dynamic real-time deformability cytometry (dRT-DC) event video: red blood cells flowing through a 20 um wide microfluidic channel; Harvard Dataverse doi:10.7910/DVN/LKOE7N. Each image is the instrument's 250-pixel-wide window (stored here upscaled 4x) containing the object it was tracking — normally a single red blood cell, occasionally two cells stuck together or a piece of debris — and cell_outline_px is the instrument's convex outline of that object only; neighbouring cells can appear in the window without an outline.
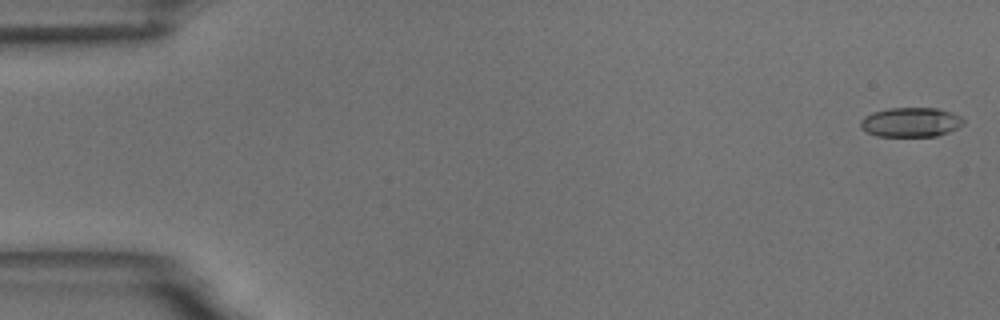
{"species": "common noctule bat (a hibernating species)", "species_latin": "Nyctalus noctula", "temperature_condition": "room temperature", "stored_images_in_passage": 55, "camera_frame_rate_fps": 3000, "um_per_image_px": 0.085, "animal": {"sex": "male", "body_mass_g": 18.8}, "frame": {"image": 1, "passage_image": 1, "time_ms": 0.0, "image_size_px": [1000, 320], "cell_outline_px": [[964, 124], [948, 132], [936, 136], [876, 136], [860, 128], [860, 120], [864, 116], [872, 112], [888, 108], [936, 108], [952, 112], [960, 116], [964, 120]], "centroid_in_image_um": [77.4, 10.38], "position_along_channel_um": 7.6, "area_um2": 17.74}}
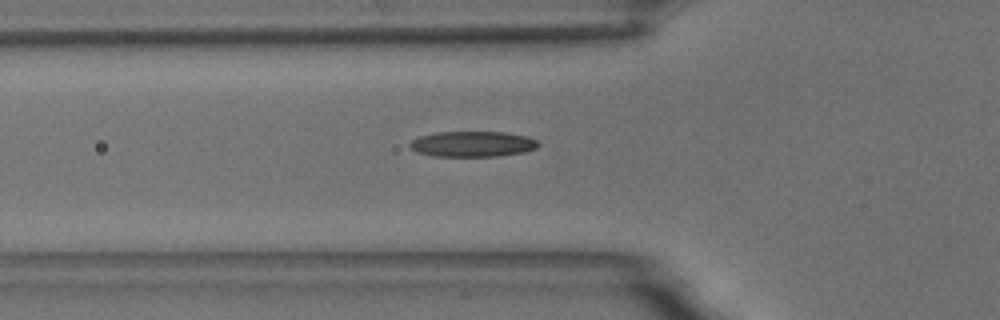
{"frame": {"image": 2, "passage_image": 19, "time_ms": 6.0, "image_size_px": [1000, 320], "cell_outline_px": [[540, 144], [536, 148], [524, 152], [500, 156], [432, 156], [416, 152], [408, 144], [412, 140], [420, 136], [440, 132], [504, 132], [528, 136], [536, 140]], "centroid_in_image_um": [40.18, 12.24], "position_along_channel_um": 85.6, "area_um2": 19.13}}
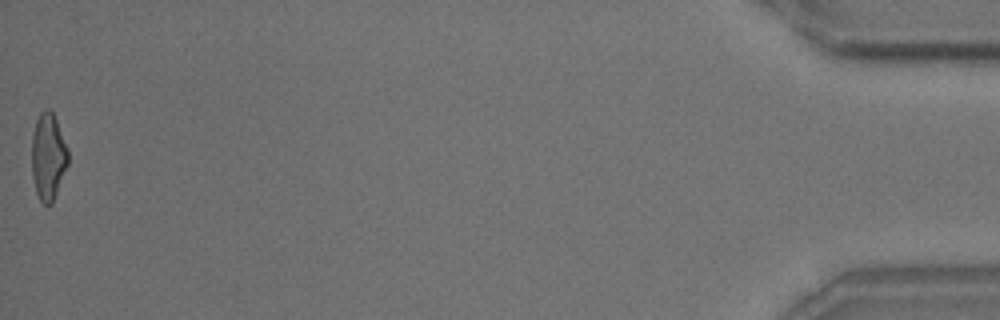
{"frame": {"image": 3, "passage_image": 55, "time_ms": 18.0, "image_size_px": [1000, 320], "cell_outline_px": [[68, 164], [52, 204], [44, 204], [40, 200], [36, 192], [32, 176], [32, 132], [36, 120], [40, 112], [44, 108], [48, 108], [52, 112], [56, 120], [68, 148]], "centroid_in_image_um": [4.09, 13.29], "position_along_channel_um": 431.1, "area_um2": 18.44}, "authors_computed_cell_mechanics": {"area_um2": 18.4382, "velocity_mm_per_s": 3.6836, "shape_relaxation_time_tau1_ms": 6.595, "shape_relaxation_time_tau2_ms": 2.0529, "deformation_change_tau1": 0.1997, "deformation_change_tau2": 0.1041}}